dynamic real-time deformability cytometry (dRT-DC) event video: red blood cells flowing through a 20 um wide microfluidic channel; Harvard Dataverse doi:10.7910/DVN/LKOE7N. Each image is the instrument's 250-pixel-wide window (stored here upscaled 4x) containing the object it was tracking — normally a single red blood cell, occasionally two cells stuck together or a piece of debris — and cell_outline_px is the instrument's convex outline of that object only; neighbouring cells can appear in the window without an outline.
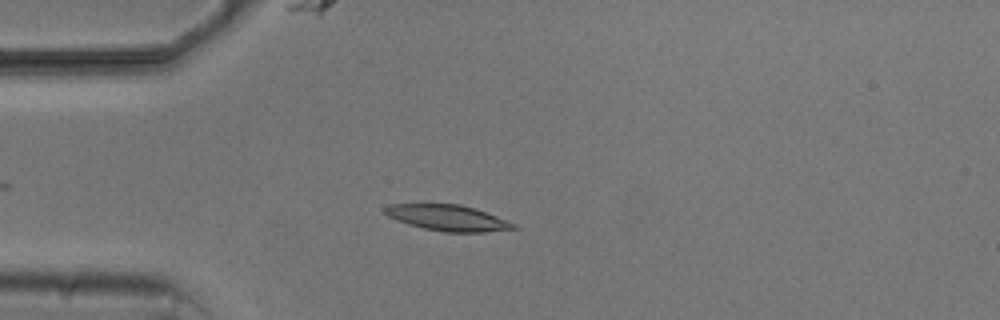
{"species": "common noctule bat (a hibernating species)", "species_latin": "Nyctalus noctula", "temperature_condition": "cold", "stored_images_in_passage": 7, "camera_frame_rate_fps": 3000, "um_per_image_px": 0.085, "animal": {"sex": "male", "body_mass_g": 20.5, "forearm_length_mm": 52.5}, "frame": {"image": 1, "passage_image": 2, "time_ms": 1.333, "image_size_px": [1000, 320], "cell_outline_px": [[520, 228], [484, 232], [444, 232], [424, 228], [408, 224], [388, 216], [384, 212], [384, 208], [392, 204], [460, 204], [496, 216], [516, 224]], "centroid_in_image_um": [38.07, 18.52], "position_along_channel_um": 46.9, "area_um2": 19.13}}
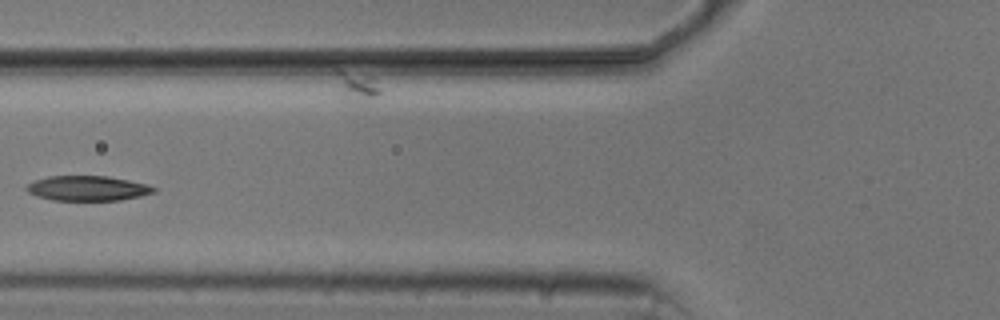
{"frame": {"image": 2, "passage_image": 4, "time_ms": 3.667, "image_size_px": [1000, 320], "cell_outline_px": [[156, 192], [140, 196], [120, 200], [52, 200], [36, 196], [28, 192], [24, 188], [28, 184], [36, 180], [48, 176], [108, 176], [148, 184], [156, 188]], "centroid_in_image_um": [7.45, 16.0], "position_along_channel_um": 118.3, "area_um2": 18.5}}
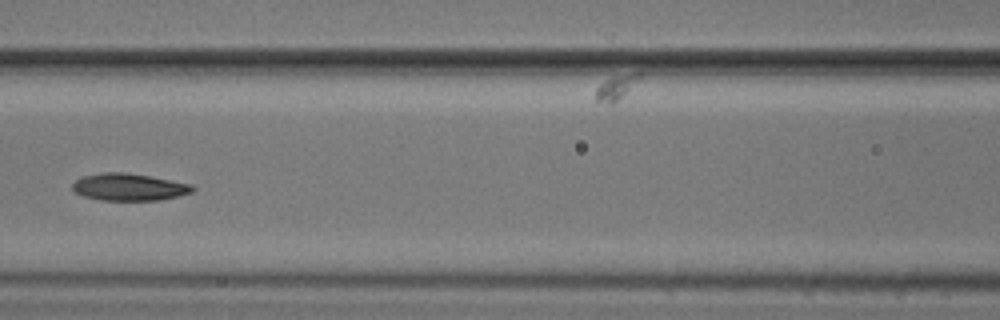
{"frame": {"image": 3, "passage_image": 5, "time_ms": 4.667, "image_size_px": [1000, 320], "cell_outline_px": [[196, 188], [192, 192], [160, 200], [100, 200], [84, 196], [72, 192], [72, 184], [76, 180], [84, 176], [104, 172], [124, 172], [148, 176], [192, 184]], "centroid_in_image_um": [10.94, 15.9], "position_along_channel_um": 155.7, "area_um2": 18.9}}